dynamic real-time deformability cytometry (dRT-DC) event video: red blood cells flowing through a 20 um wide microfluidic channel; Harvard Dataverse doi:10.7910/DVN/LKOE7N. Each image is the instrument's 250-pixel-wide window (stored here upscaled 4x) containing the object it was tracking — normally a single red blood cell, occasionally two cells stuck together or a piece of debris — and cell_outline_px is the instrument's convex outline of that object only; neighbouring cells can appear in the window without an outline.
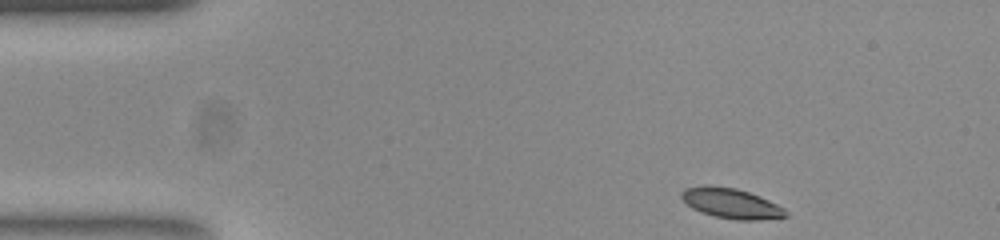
{"species": "common noctule bat (a hibernating species)", "species_latin": "Nyctalus noctula", "temperature_condition": "room temperature", "stored_images_in_passage": 47, "camera_frame_rate_fps": 3000, "um_per_image_px": 0.085, "animal": {"sex": "female", "body_mass_g": 23.0, "forearm_length_mm": 53.4}, "frame": {"image": 1, "passage_image": 1, "time_ms": 0.0, "image_size_px": [1000, 240], "cell_outline_px": [[788, 216], [756, 220], [736, 220], [716, 216], [692, 208], [680, 196], [684, 188], [736, 188], [748, 192], [768, 200], [784, 208], [788, 212]], "centroid_in_image_um": [62.22, 17.33], "position_along_channel_um": 22.8, "area_um2": 17.34}}
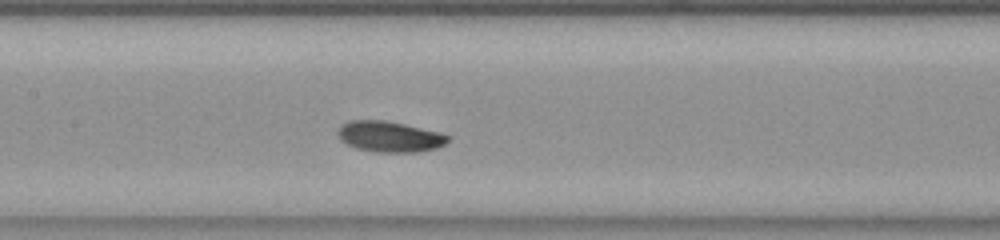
{"frame": {"image": 2, "passage_image": 19, "time_ms": 6.0, "image_size_px": [1000, 240], "cell_outline_px": [[448, 140], [444, 144], [436, 148], [416, 152], [376, 152], [356, 148], [340, 140], [336, 132], [348, 120], [384, 120], [404, 124], [440, 132], [448, 136]], "centroid_in_image_um": [33.09, 11.61], "position_along_channel_um": 174.3, "area_um2": 19.59}}
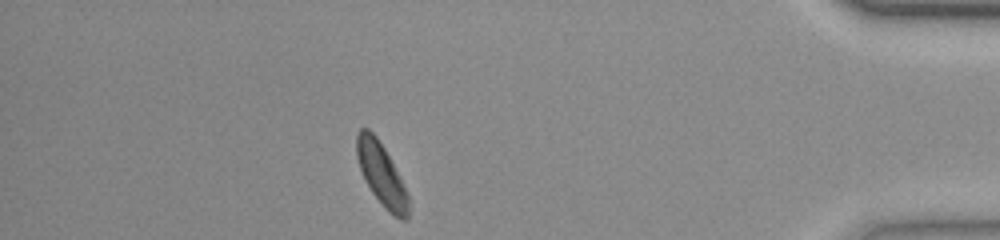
{"frame": {"image": 3, "passage_image": 41, "time_ms": 13.333, "image_size_px": [1000, 240], "cell_outline_px": [[408, 220], [400, 220], [384, 208], [372, 192], [360, 168], [356, 156], [356, 132], [360, 128], [368, 128], [376, 136], [384, 148], [408, 196]], "centroid_in_image_um": [32.39, 14.81], "position_along_channel_um": 402.8, "area_um2": 18.26}, "authors_computed_cell_mechanics": {"area_um2": 18.8428, "velocity_mm_per_s": 3.7812, "shape_relaxation_time_tau1_ms": 2.106, "shape_relaxation_time_tau2_ms": null, "deformation_change_tau1": 0.0925, "deformation_change_tau2": null}}